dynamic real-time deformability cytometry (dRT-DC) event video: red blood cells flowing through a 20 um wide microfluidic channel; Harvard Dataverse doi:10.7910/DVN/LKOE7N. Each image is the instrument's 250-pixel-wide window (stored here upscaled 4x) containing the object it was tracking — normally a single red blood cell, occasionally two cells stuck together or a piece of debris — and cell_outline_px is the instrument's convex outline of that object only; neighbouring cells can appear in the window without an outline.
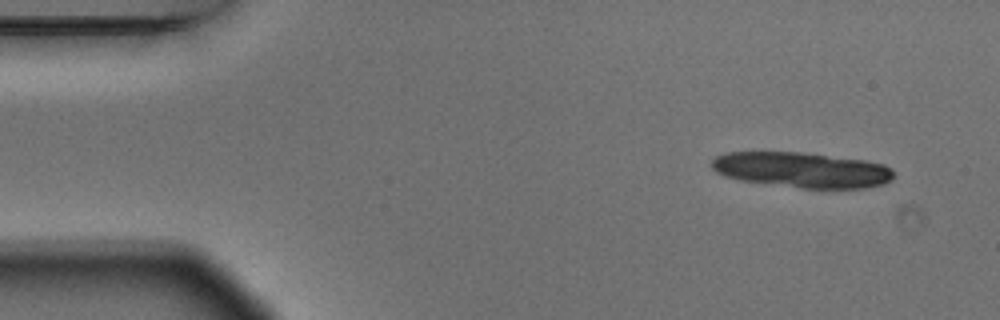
{"species": "Egyptian fruit bat (a non-hibernating species)", "species_latin": "Rousettus aegyptiacus", "temperature_condition": "warm", "stored_images_in_passage": 4, "camera_frame_rate_fps": 3000, "um_per_image_px": 0.085, "animal": {"sex": "male"}, "frame": {"image": 1, "passage_image": 1, "time_ms": 0.0, "image_size_px": [1000, 320], "cell_outline_px": [[892, 180], [884, 184], [864, 188], [800, 188], [740, 180], [716, 172], [712, 168], [712, 160], [716, 156], [728, 152], [800, 152], [864, 160], [884, 164], [892, 168]], "centroid_in_image_um": [68.18, 14.44], "position_along_channel_um": 16.8, "area_um2": 37.4}}
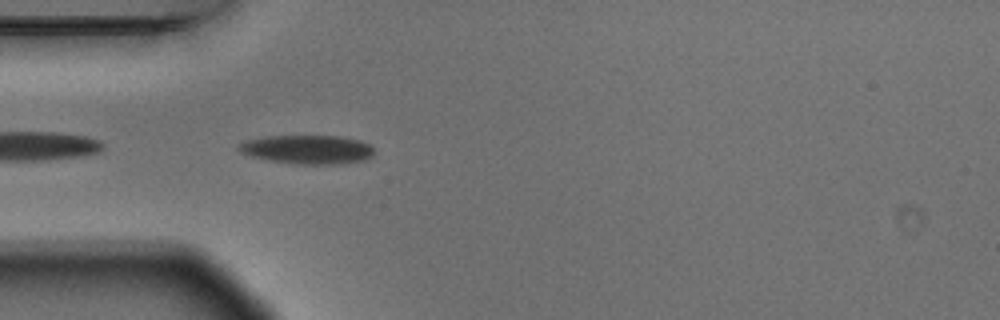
{"frame": {"image": 2, "passage_image": 4, "time_ms": 1.0, "image_size_px": [1000, 320], "cell_outline_px": [[372, 156], [364, 160], [344, 164], [292, 164], [268, 160], [252, 156], [240, 152], [236, 148], [240, 144], [248, 140], [268, 136], [340, 136], [360, 140], [368, 144], [372, 148]], "centroid_in_image_um": [26.14, 12.71], "position_along_channel_um": 58.9, "area_um2": 22.72}}